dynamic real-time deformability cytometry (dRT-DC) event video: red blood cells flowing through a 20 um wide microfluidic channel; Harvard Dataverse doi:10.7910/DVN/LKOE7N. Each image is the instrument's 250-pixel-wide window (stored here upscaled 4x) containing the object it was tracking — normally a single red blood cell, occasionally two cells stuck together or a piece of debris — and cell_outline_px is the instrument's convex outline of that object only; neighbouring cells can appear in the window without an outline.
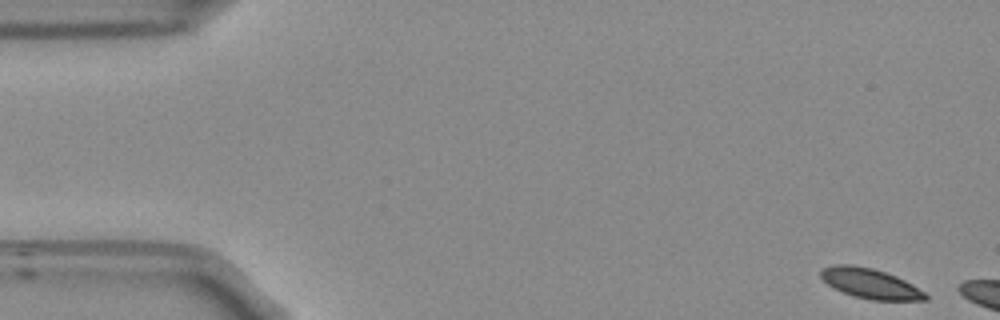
{"species": "Egyptian fruit bat (a non-hibernating species)", "species_latin": "Rousettus aegyptiacus", "temperature_condition": "room temperature", "stored_images_in_passage": 5, "camera_frame_rate_fps": 3000, "um_per_image_px": 0.085, "frame": {"image": 1, "passage_image": 1, "time_ms": 0.0, "image_size_px": [1000, 320], "cell_outline_px": [[928, 300], [872, 300], [856, 296], [844, 292], [828, 284], [820, 276], [820, 268], [832, 264], [852, 264], [872, 268], [896, 276], [912, 284], [924, 292], [928, 296]], "centroid_in_image_um": [73.95, 24.08], "position_along_channel_um": 11.0, "area_um2": 18.15}}